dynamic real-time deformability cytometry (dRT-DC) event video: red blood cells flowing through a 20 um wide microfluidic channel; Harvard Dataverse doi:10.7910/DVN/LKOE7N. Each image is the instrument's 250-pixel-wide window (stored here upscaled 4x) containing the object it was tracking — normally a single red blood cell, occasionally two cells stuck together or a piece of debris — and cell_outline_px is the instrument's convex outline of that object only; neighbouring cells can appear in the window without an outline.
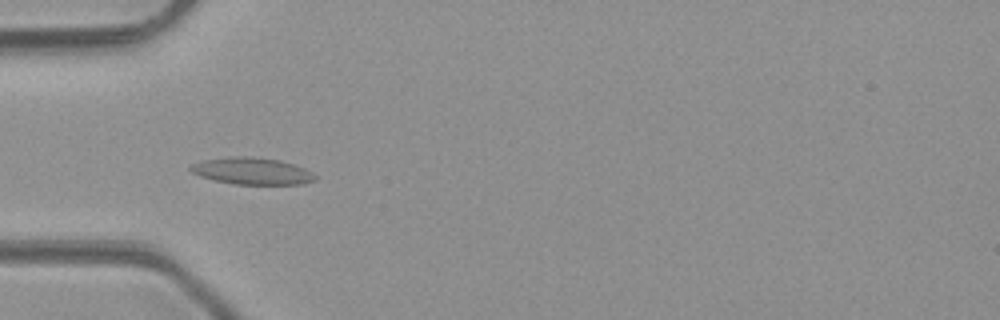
{"species": "common noctule bat (a hibernating species)", "species_latin": "Nyctalus noctula", "temperature_condition": "room temperature", "stored_images_in_passage": 5, "camera_frame_rate_fps": 3000, "um_per_image_px": 0.085, "animal": {"sex": "male", "body_mass_g": 23.1, "forearm_length_mm": 52.7}, "frame": {"image": 1, "passage_image": 4, "time_ms": 3.333, "image_size_px": [1000, 320], "cell_outline_px": [[316, 180], [304, 184], [232, 184], [212, 180], [200, 176], [192, 172], [188, 168], [192, 164], [200, 160], [228, 156], [252, 156], [280, 160], [304, 168], [312, 172], [316, 176]], "centroid_in_image_um": [21.39, 14.53], "position_along_channel_um": 63.6, "area_um2": 19.77}}
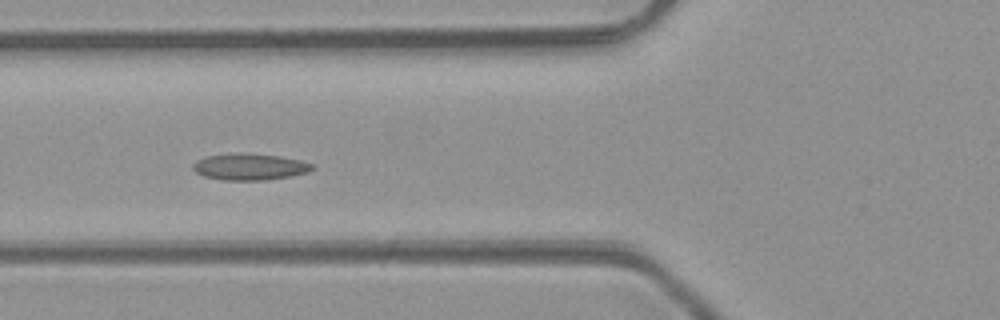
{"frame": {"image": 2, "passage_image": 5, "time_ms": 4.333, "image_size_px": [1000, 320], "cell_outline_px": [[316, 168], [308, 172], [268, 180], [224, 180], [204, 176], [196, 172], [192, 168], [192, 164], [196, 160], [208, 156], [240, 152], [280, 156], [300, 160], [316, 164]], "centroid_in_image_um": [21.25, 14.17], "position_along_channel_um": 104.5, "area_um2": 18.55}}